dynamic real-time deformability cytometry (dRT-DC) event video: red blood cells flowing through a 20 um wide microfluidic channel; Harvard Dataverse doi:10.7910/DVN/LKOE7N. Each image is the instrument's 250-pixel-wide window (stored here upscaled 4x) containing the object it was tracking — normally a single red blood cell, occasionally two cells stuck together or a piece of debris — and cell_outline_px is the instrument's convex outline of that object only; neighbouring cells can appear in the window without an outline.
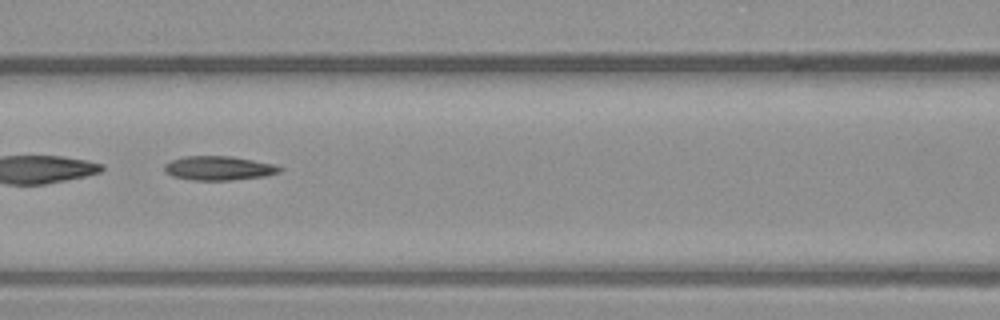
{"species": "common noctule bat (a hibernating species)", "species_latin": "Nyctalus noctula", "temperature_condition": "warm", "stored_images_in_passage": 41, "camera_frame_rate_fps": 3000, "um_per_image_px": 0.085, "animal": {"sex": "male", "body_mass_g": 23.1, "forearm_length_mm": 52.7}, "frame": {"image": 1, "passage_image": 12, "time_ms": 3.667, "image_size_px": [1000, 320], "cell_outline_px": [[284, 168], [280, 172], [268, 176], [232, 180], [192, 180], [172, 176], [164, 172], [164, 164], [172, 160], [184, 156], [232, 156], [276, 164]], "centroid_in_image_um": [18.63, 14.29], "position_along_channel_um": 148.0, "area_um2": 16.47}, "authors_computed_cell_mechanics": {"area_um2": 16.5308, "velocity_mm_per_s": 3.9124, "shape_relaxation_time_tau1_ms": null, "shape_relaxation_time_tau2_ms": 3.8711, "deformation_change_tau1": null, "deformation_change_tau2": 0.1418}}